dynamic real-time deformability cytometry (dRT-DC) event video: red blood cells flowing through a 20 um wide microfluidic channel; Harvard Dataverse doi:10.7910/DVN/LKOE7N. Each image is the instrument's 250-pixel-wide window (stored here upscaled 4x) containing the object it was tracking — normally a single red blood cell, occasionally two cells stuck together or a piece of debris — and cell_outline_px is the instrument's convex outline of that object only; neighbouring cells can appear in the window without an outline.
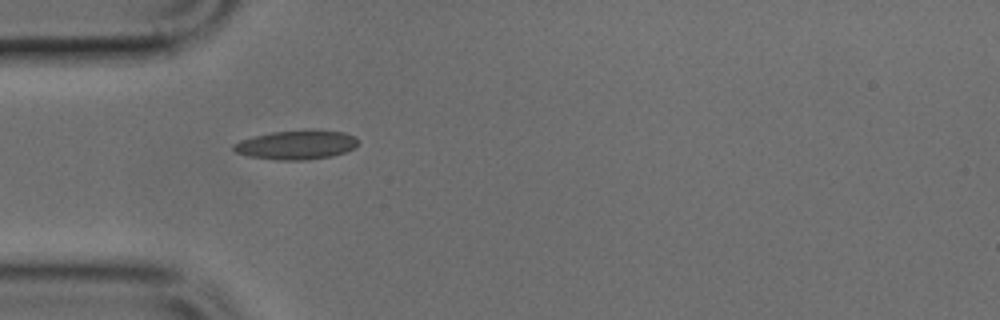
{"species": "common noctule bat (a hibernating species)", "species_latin": "Nyctalus noctula", "temperature_condition": "cold", "stored_images_in_passage": 3, "camera_frame_rate_fps": 3000, "um_per_image_px": 0.085, "animal": {"sex": "male", "body_mass_g": 17.9, "forearm_length_mm": 54.2}, "frame": {"image": 1, "passage_image": 1, "time_ms": 0.0, "image_size_px": [1000, 320], "cell_outline_px": [[360, 140], [352, 148], [344, 152], [332, 156], [308, 160], [276, 160], [248, 156], [236, 152], [232, 148], [232, 144], [240, 140], [252, 136], [272, 132], [304, 128], [344, 132], [356, 136]], "centroid_in_image_um": [25.19, 12.29], "position_along_channel_um": 59.8, "area_um2": 21.62}}
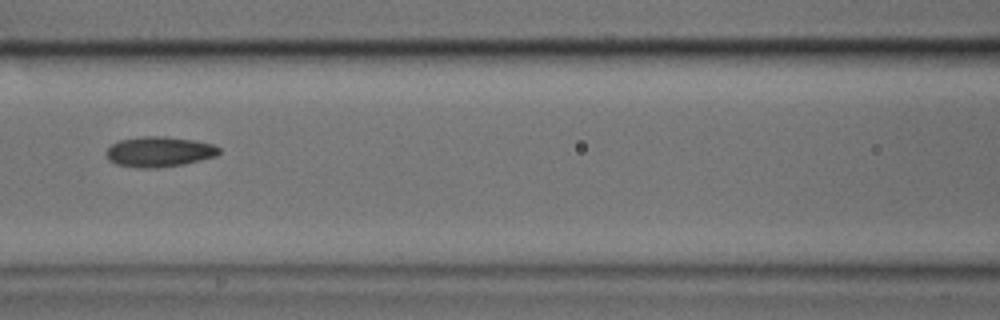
{"frame": {"image": 2, "passage_image": 3, "time_ms": 0.667, "image_size_px": [1000, 320], "cell_outline_px": [[220, 152], [216, 156], [184, 164], [156, 168], [136, 168], [116, 164], [108, 160], [104, 152], [112, 144], [120, 140], [144, 136], [164, 136], [196, 140], [212, 144], [220, 148]], "centroid_in_image_um": [13.51, 12.9], "position_along_channel_um": 153.1, "area_um2": 20.06}}